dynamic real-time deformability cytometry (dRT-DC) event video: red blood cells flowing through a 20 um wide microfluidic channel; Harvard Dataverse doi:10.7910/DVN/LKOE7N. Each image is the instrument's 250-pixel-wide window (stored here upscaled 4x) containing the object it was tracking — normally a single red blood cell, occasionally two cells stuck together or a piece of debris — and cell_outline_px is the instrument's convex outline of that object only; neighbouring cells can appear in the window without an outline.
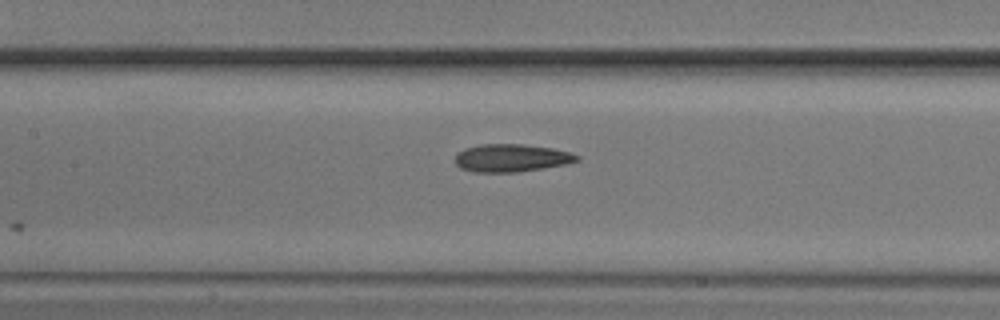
{"species": "common noctule bat (a hibernating species)", "species_latin": "Nyctalus noctula", "temperature_condition": "cold", "stored_images_in_passage": 7, "camera_frame_rate_fps": 3000, "um_per_image_px": 0.085, "animal": {"sex": "male", "body_mass_g": 20.5, "forearm_length_mm": 52.5}, "frame": {"image": 1, "passage_image": 7, "time_ms": 7.333, "image_size_px": [1000, 320], "cell_outline_px": [[580, 160], [564, 164], [544, 168], [516, 172], [472, 172], [460, 168], [456, 164], [456, 152], [464, 148], [480, 144], [524, 144], [552, 148], [572, 152], [580, 156]], "centroid_in_image_um": [43.46, 13.42], "position_along_channel_um": 163.9, "area_um2": 19.88}}